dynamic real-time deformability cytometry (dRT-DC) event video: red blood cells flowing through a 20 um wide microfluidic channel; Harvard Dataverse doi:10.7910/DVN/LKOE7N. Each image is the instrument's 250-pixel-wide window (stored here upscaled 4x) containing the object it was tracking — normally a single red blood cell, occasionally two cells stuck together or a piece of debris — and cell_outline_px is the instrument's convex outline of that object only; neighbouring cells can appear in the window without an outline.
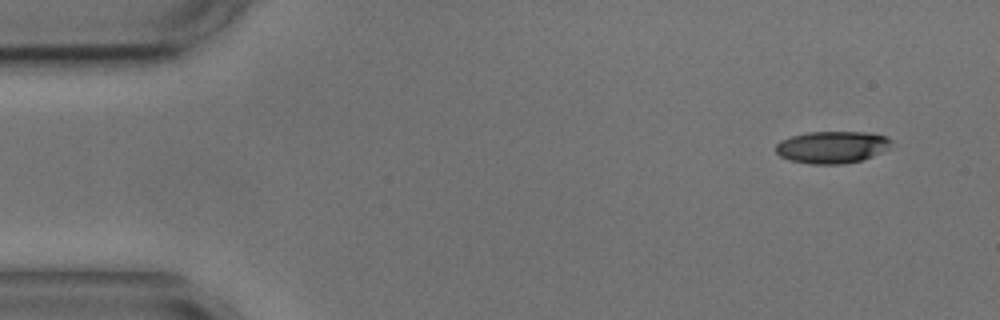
{"species": "common noctule bat (a hibernating species)", "species_latin": "Nyctalus noctula", "temperature_condition": "cold", "stored_images_in_passage": 4, "camera_frame_rate_fps": 3000, "um_per_image_px": 0.085, "animal": {"sex": "male", "body_mass_g": 17.9, "forearm_length_mm": 54.2}, "frame": {"image": 1, "passage_image": 1, "time_ms": 0.0, "image_size_px": [1000, 320], "cell_outline_px": [[892, 140], [880, 152], [872, 156], [860, 160], [840, 164], [808, 164], [788, 160], [780, 156], [776, 152], [776, 144], [780, 140], [792, 136], [808, 132], [864, 132], [888, 136]], "centroid_in_image_um": [70.65, 12.5], "position_along_channel_um": 14.3, "area_um2": 21.39}}